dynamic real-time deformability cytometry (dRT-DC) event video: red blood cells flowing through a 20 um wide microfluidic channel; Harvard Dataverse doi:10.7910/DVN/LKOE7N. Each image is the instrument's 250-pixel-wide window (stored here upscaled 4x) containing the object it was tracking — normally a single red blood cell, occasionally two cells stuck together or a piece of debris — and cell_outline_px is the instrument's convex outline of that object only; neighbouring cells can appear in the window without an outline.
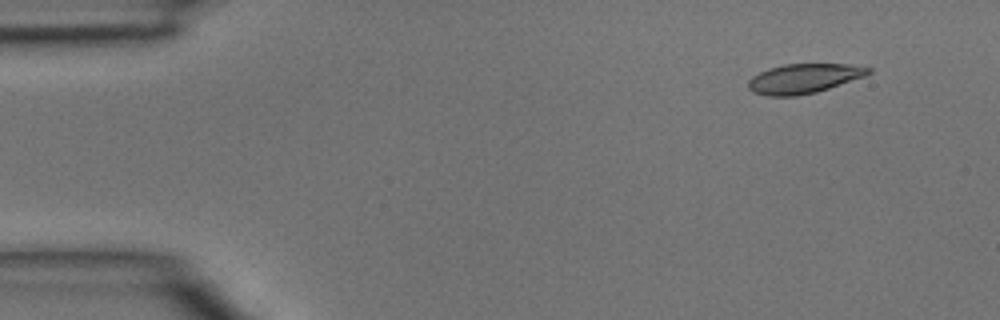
{"species": "common noctule bat (a hibernating species)", "species_latin": "Nyctalus noctula", "temperature_condition": "room temperature", "stored_images_in_passage": 4, "camera_frame_rate_fps": 3000, "um_per_image_px": 0.085, "animal": {"sex": "male", "body_mass_g": 15.6}, "frame": {"image": 1, "passage_image": 1, "time_ms": 0.0, "image_size_px": [1000, 320], "cell_outline_px": [[872, 72], [864, 76], [816, 92], [796, 96], [768, 96], [752, 92], [748, 88], [748, 80], [752, 76], [768, 68], [784, 64], [848, 64], [872, 68]], "centroid_in_image_um": [68.29, 6.67], "position_along_channel_um": 16.7, "area_um2": 20.63}}
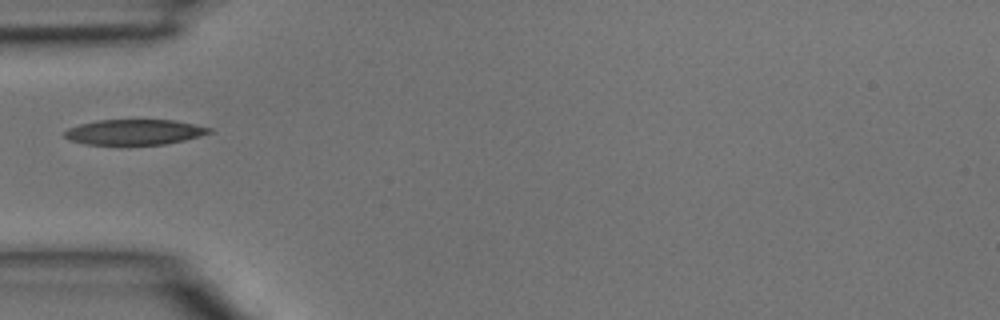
{"frame": {"image": 2, "passage_image": 4, "time_ms": 1.0, "image_size_px": [1000, 320], "cell_outline_px": [[212, 132], [200, 136], [184, 140], [164, 144], [84, 144], [68, 140], [64, 136], [64, 132], [68, 128], [80, 124], [96, 120], [172, 120], [212, 128]], "centroid_in_image_um": [11.39, 11.22], "position_along_channel_um": 73.6, "area_um2": 21.21}}